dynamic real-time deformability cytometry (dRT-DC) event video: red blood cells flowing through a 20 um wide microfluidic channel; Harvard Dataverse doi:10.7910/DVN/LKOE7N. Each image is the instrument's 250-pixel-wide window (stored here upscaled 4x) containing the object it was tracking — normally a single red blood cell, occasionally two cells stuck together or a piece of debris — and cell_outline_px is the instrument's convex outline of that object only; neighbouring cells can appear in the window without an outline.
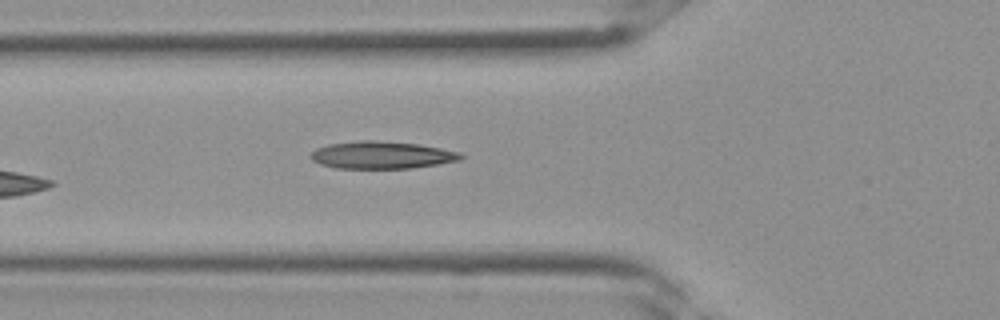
{"species": "Egyptian fruit bat (a non-hibernating species)", "species_latin": "Rousettus aegyptiacus", "temperature_condition": "room temperature", "stored_images_in_passage": 3, "camera_frame_rate_fps": 3000, "um_per_image_px": 0.085, "frame": {"image": 1, "passage_image": 3, "time_ms": 0.667, "image_size_px": [1000, 320], "cell_outline_px": [[464, 156], [460, 160], [440, 164], [412, 168], [336, 168], [320, 164], [312, 160], [308, 156], [316, 148], [328, 144], [360, 140], [376, 140], [420, 144], [460, 152]], "centroid_in_image_um": [32.44, 13.17], "position_along_channel_um": 93.4, "area_um2": 24.1}}